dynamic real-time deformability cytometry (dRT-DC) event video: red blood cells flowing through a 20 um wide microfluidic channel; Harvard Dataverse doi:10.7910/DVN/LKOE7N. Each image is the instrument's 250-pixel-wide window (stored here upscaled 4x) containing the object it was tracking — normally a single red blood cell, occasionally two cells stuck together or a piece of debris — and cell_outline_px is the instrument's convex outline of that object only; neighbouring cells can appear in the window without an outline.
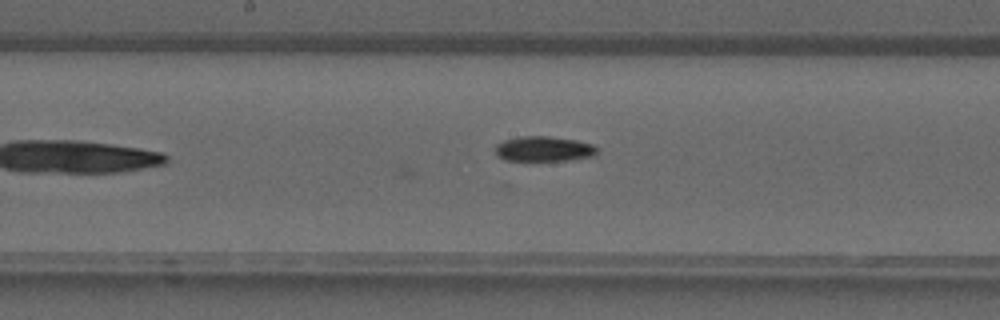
{"species": "common noctule bat (a hibernating species)", "species_latin": "Nyctalus noctula", "temperature_condition": "warm", "stored_images_in_passage": 44, "camera_frame_rate_fps": 3000, "um_per_image_px": 0.085, "animal": {"sex": "male", "forearm_length_mm": 52.5}, "frame": {"image": 1, "passage_image": 24, "time_ms": 7.667, "image_size_px": [1000, 320], "cell_outline_px": [[596, 156], [568, 160], [504, 160], [496, 156], [496, 144], [504, 140], [520, 136], [548, 136], [576, 140], [592, 144], [596, 148]], "centroid_in_image_um": [46.21, 12.65], "position_along_channel_um": 202.0, "area_um2": 14.85}}
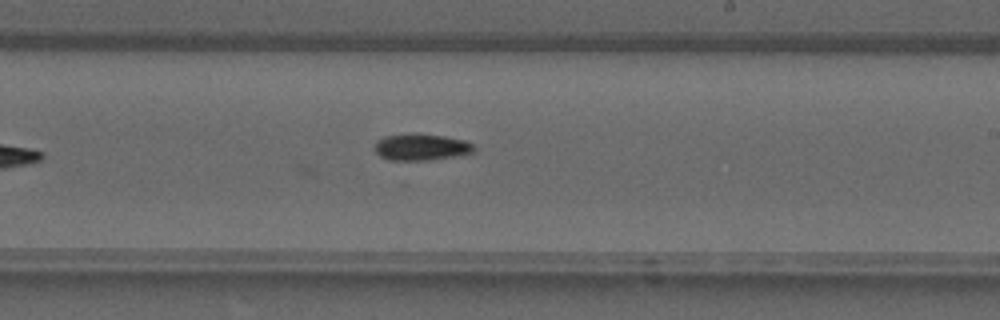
{"frame": {"image": 2, "passage_image": 27, "time_ms": 8.667, "image_size_px": [1000, 320], "cell_outline_px": [[476, 148], [472, 152], [452, 156], [428, 160], [388, 160], [380, 156], [372, 148], [376, 140], [384, 136], [412, 132], [420, 132], [444, 136], [464, 140], [472, 144]], "centroid_in_image_um": [35.72, 12.47], "position_along_channel_um": 253.3, "area_um2": 15.66}}
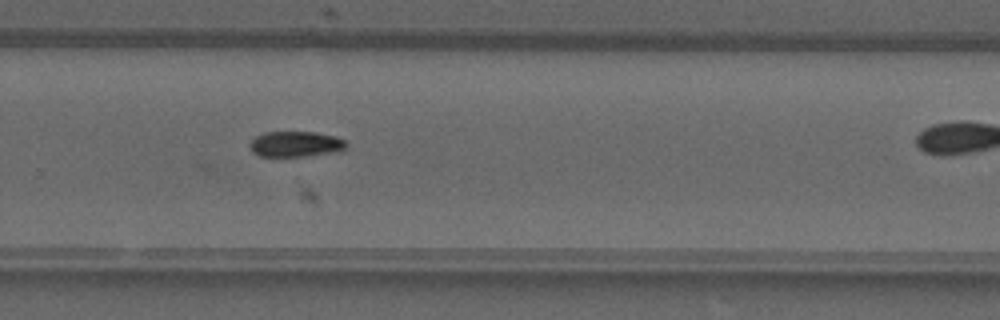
{"frame": {"image": 3, "passage_image": 30, "time_ms": 9.667, "image_size_px": [1000, 320], "cell_outline_px": [[348, 144], [344, 148], [336, 152], [304, 156], [260, 156], [252, 152], [248, 144], [256, 136], [264, 132], [312, 132], [336, 136], [344, 140]], "centroid_in_image_um": [25.1, 12.24], "position_along_channel_um": 304.7, "area_um2": 14.33}}